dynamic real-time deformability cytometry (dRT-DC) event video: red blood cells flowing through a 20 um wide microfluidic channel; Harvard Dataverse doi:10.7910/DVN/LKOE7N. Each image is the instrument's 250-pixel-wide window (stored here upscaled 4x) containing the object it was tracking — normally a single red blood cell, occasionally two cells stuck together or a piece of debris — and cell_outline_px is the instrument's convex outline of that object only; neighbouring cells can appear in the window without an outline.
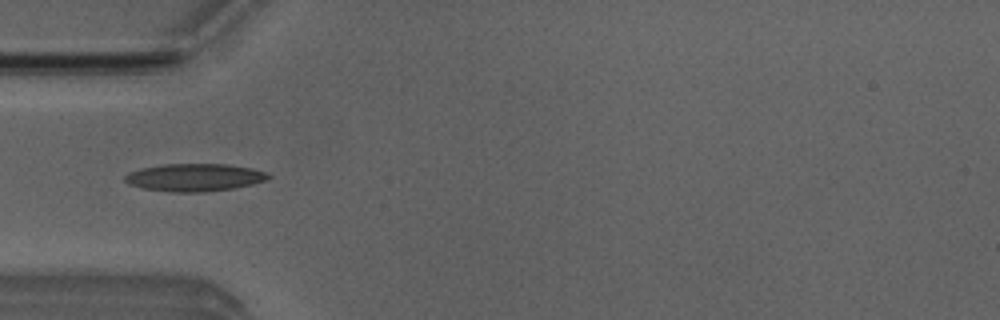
{"species": "Egyptian fruit bat (a non-hibernating species)", "species_latin": "Rousettus aegyptiacus", "temperature_condition": "room temperature", "stored_images_in_passage": 4, "camera_frame_rate_fps": 3000, "um_per_image_px": 0.085, "animal": {"sex": "male"}, "frame": {"image": 1, "passage_image": 4, "time_ms": 1.0, "image_size_px": [1000, 320], "cell_outline_px": [[272, 176], [268, 180], [252, 184], [232, 188], [204, 192], [172, 192], [140, 188], [128, 184], [124, 180], [124, 176], [128, 172], [140, 168], [160, 164], [228, 164], [252, 168], [268, 172]], "centroid_in_image_um": [16.52, 15.07], "position_along_channel_um": 68.5, "area_um2": 23.41}}